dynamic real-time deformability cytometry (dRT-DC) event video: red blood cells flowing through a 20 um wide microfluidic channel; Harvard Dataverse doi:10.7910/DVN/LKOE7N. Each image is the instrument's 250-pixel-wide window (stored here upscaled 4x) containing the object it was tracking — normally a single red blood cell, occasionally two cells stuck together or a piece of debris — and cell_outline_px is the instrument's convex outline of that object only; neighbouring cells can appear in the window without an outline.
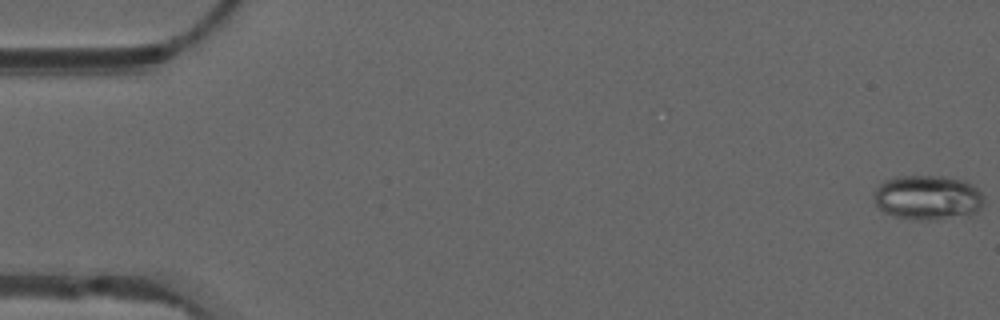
{"species": "common noctule bat (a hibernating species)", "species_latin": "Nyctalus noctula", "temperature_condition": "warm", "stored_images_in_passage": 54, "camera_frame_rate_fps": 3000, "um_per_image_px": 0.085, "animal": {"sex": "male", "forearm_length_mm": 52.5}, "frame": {"image": 1, "passage_image": 1, "time_ms": 0.0, "image_size_px": [1000, 320], "cell_outline_px": [[984, 204], [976, 212], [968, 216], [936, 220], [916, 220], [896, 216], [884, 212], [876, 204], [872, 192], [884, 180], [896, 176], [944, 176], [964, 180], [976, 188], [984, 196]], "centroid_in_image_um": [78.86, 16.8], "position_along_channel_um": 6.1, "area_um2": 29.02}}
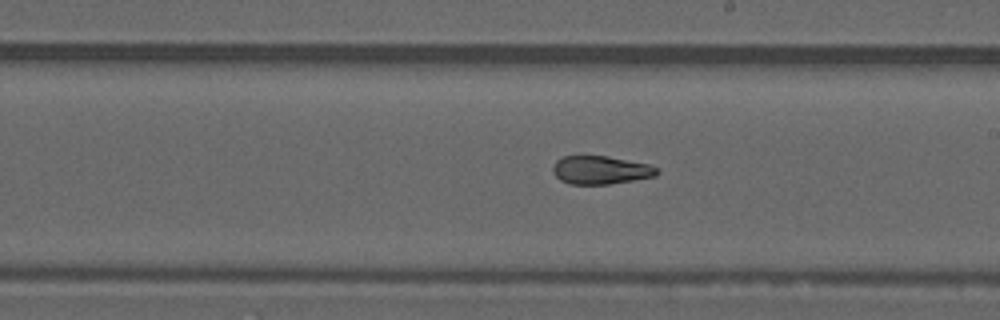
{"frame": {"image": 2, "passage_image": 31, "time_ms": 10.0, "image_size_px": [1000, 320], "cell_outline_px": [[660, 172], [656, 176], [608, 184], [568, 184], [560, 180], [552, 172], [552, 168], [556, 160], [564, 156], [580, 152], [608, 156], [648, 164], [660, 168]], "centroid_in_image_um": [51.01, 14.41], "position_along_channel_um": 238.0, "area_um2": 17.86}}
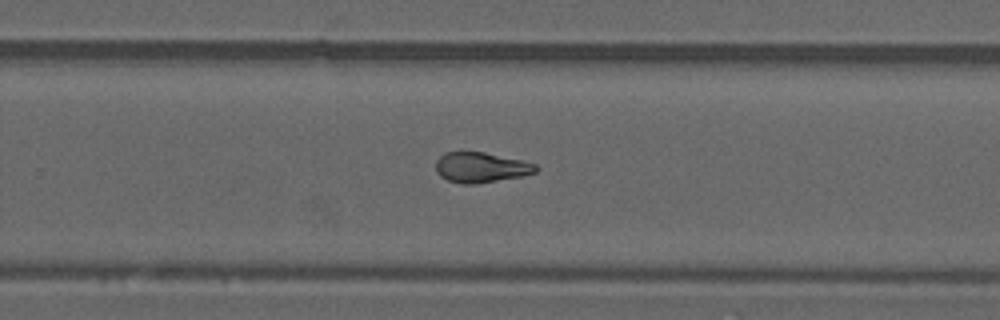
{"frame": {"image": 3, "passage_image": 35, "time_ms": 11.333, "image_size_px": [1000, 320], "cell_outline_px": [[536, 172], [524, 176], [476, 184], [460, 184], [448, 180], [440, 176], [436, 172], [436, 160], [444, 152], [484, 152], [520, 160], [536, 164]], "centroid_in_image_um": [40.85, 14.24], "position_along_channel_um": 289.0, "area_um2": 17.63}, "authors_computed_cell_mechanics": {"area_um2": 18.9584, "velocity_mm_per_s": 3.8379, "shape_relaxation_time_tau1_ms": null, "shape_relaxation_time_tau2_ms": 1.5821, "deformation_change_tau1": null, "deformation_change_tau2": 0.0835}}